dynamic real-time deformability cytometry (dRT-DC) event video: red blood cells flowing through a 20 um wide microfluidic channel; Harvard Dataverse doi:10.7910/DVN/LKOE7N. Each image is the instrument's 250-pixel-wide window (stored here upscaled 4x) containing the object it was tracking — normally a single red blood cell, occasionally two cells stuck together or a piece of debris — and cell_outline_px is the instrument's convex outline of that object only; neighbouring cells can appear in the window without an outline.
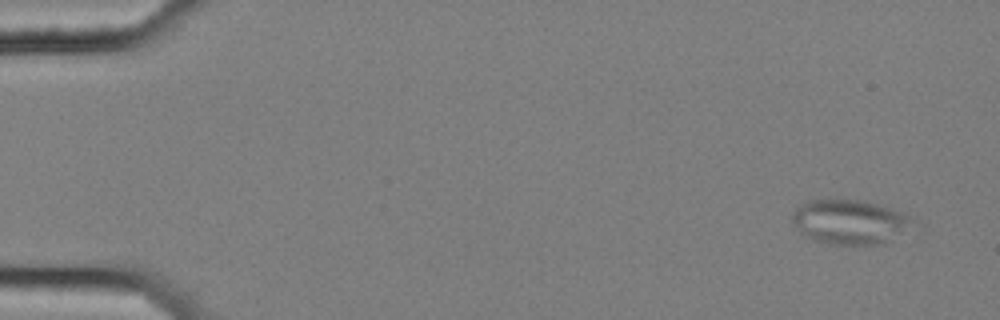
{"species": "common noctule bat (a hibernating species)", "species_latin": "Nyctalus noctula", "temperature_condition": "cold", "stored_images_in_passage": 54, "camera_frame_rate_fps": 3000, "um_per_image_px": 0.085, "animal": {"sex": "female", "body_mass_g": 25.1}, "frame": {"image": 1, "passage_image": 1, "time_ms": 0.0, "image_size_px": [1000, 320], "cell_outline_px": [[908, 220], [900, 232], [884, 244], [828, 244], [812, 240], [804, 236], [796, 228], [792, 220], [792, 212], [800, 204], [812, 200], [864, 200], [900, 212], [908, 216]], "centroid_in_image_um": [72.06, 18.86], "position_along_channel_um": 12.9, "area_um2": 30.29}}
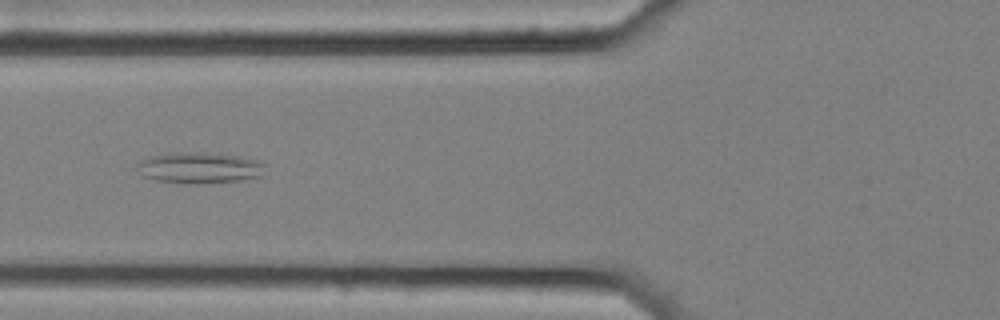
{"frame": {"image": 2, "passage_image": 20, "time_ms": 6.333, "image_size_px": [1000, 320], "cell_outline_px": [[264, 176], [240, 180], [196, 184], [156, 180], [144, 176], [136, 168], [136, 164], [152, 156], [176, 152], [196, 152], [240, 156], [256, 160], [264, 164]], "centroid_in_image_um": [16.99, 14.26], "position_along_channel_um": 108.8, "area_um2": 22.95}}
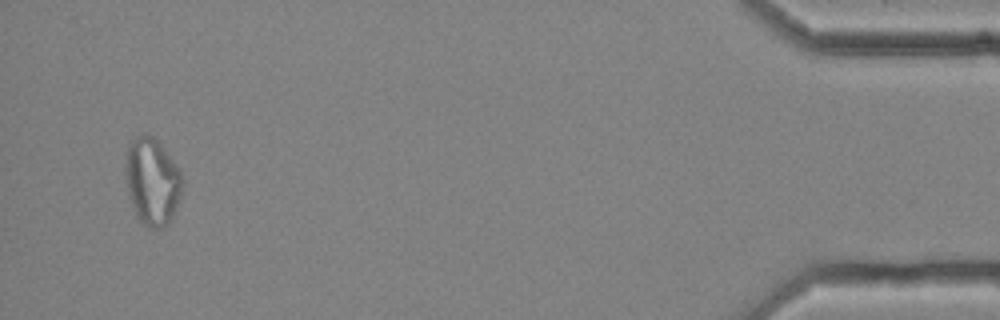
{"frame": {"image": 3, "passage_image": 52, "time_ms": 17.0, "image_size_px": [1000, 320], "cell_outline_px": [[184, 184], [172, 220], [168, 224], [160, 228], [148, 228], [136, 216], [132, 208], [128, 192], [124, 172], [124, 164], [128, 144], [132, 140], [140, 136], [152, 136], [164, 148], [176, 164], [180, 172]], "centroid_in_image_um": [12.93, 15.46], "position_along_channel_um": 422.3, "area_um2": 29.02}, "authors_computed_cell_mechanics": {"area_um2": 25.4031, "velocity_mm_per_s": 3.6382, "shape_relaxation_time_tau1_ms": null, "shape_relaxation_time_tau2_ms": 4.0505, "deformation_change_tau1": null, "deformation_change_tau2": 0.1294}}